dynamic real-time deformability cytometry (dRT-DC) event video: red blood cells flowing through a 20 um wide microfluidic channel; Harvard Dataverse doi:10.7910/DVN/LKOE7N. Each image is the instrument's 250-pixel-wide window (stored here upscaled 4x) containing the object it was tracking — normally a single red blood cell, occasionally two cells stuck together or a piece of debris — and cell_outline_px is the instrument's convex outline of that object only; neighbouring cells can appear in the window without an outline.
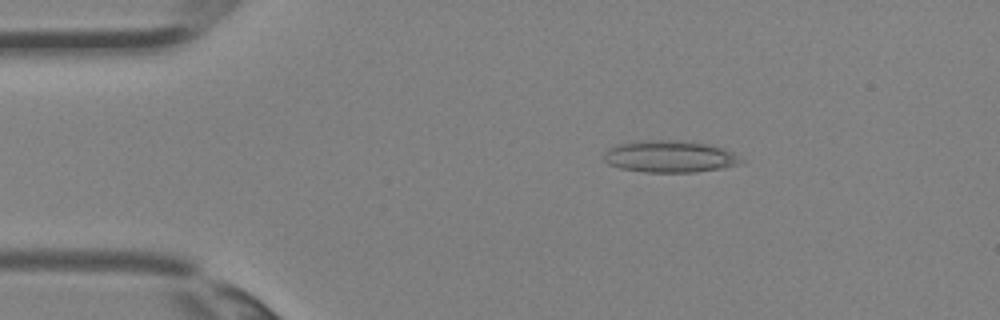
{"species": "Egyptian fruit bat (a non-hibernating species)", "species_latin": "Rousettus aegyptiacus", "temperature_condition": "room temperature", "stored_images_in_passage": 3, "camera_frame_rate_fps": 3000, "um_per_image_px": 0.085, "animal": {"sex": "female"}, "frame": {"image": 1, "passage_image": 3, "time_ms": 0.667, "image_size_px": [1000, 320], "cell_outline_px": [[744, 164], [696, 172], [644, 172], [620, 168], [608, 164], [604, 160], [604, 152], [608, 148], [616, 144], [640, 140], [680, 140], [704, 144], [724, 148], [732, 152], [744, 160]], "centroid_in_image_um": [56.92, 13.3], "position_along_channel_um": 28.1, "area_um2": 25.66}}